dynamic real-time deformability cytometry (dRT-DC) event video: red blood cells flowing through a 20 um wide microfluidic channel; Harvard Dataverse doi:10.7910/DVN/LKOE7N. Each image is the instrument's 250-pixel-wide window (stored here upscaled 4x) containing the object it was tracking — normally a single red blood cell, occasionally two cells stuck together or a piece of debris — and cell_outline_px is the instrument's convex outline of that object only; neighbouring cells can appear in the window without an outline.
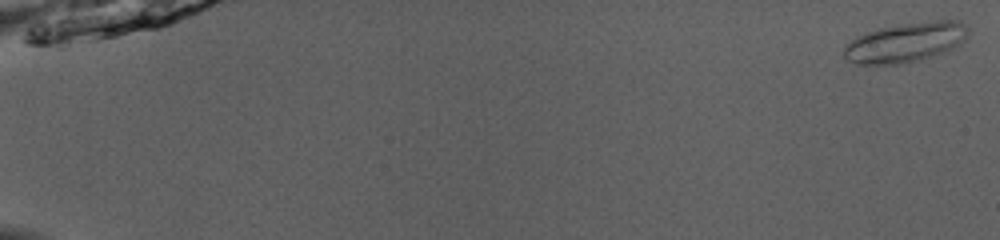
{"species": "common noctule bat (a hibernating species)", "species_latin": "Nyctalus noctula", "temperature_condition": "room temperature", "stored_images_in_passage": 51, "camera_frame_rate_fps": 3000, "um_per_image_px": 0.085, "animal": {"sex": "male", "body_mass_g": 13.0, "forearm_length_mm": 53.1}, "frame": {"image": 1, "passage_image": 1, "time_ms": 0.0, "image_size_px": [1000, 240], "cell_outline_px": [[968, 32], [964, 40], [956, 48], [948, 52], [920, 60], [896, 64], [856, 64], [848, 60], [844, 56], [844, 44], [856, 36], [864, 32], [896, 24], [936, 20], [960, 20], [968, 28]], "centroid_in_image_um": [76.98, 3.59], "position_along_channel_um": 8.0, "area_um2": 29.19}}
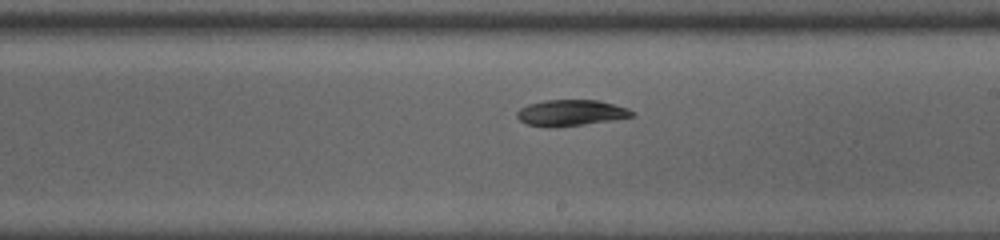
{"frame": {"image": 2, "passage_image": 32, "time_ms": 10.333, "image_size_px": [1000, 240], "cell_outline_px": [[636, 116], [612, 120], [584, 124], [528, 124], [520, 120], [516, 116], [516, 112], [520, 108], [528, 104], [544, 100], [600, 100], [628, 108], [636, 112]], "centroid_in_image_um": [48.62, 9.53], "position_along_channel_um": 240.4, "area_um2": 16.82}}
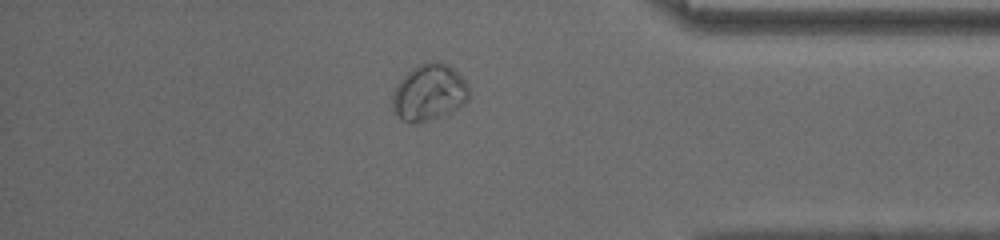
{"frame": {"image": 3, "passage_image": 45, "time_ms": 14.667, "image_size_px": [1000, 240], "cell_outline_px": [[468, 100], [464, 104], [448, 112], [428, 120], [408, 124], [400, 120], [392, 108], [392, 96], [396, 84], [412, 68], [420, 64], [436, 60], [448, 64], [468, 84]], "centroid_in_image_um": [36.44, 7.86], "position_along_channel_um": 398.8, "area_um2": 25.03}, "authors_computed_cell_mechanics": {"area_um2": 19.941, "velocity_mm_per_s": 4.0189, "shape_relaxation_time_tau1_ms": 9.6515, "shape_relaxation_time_tau2_ms": null, "deformation_change_tau1": 0.1315, "deformation_change_tau2": null}}